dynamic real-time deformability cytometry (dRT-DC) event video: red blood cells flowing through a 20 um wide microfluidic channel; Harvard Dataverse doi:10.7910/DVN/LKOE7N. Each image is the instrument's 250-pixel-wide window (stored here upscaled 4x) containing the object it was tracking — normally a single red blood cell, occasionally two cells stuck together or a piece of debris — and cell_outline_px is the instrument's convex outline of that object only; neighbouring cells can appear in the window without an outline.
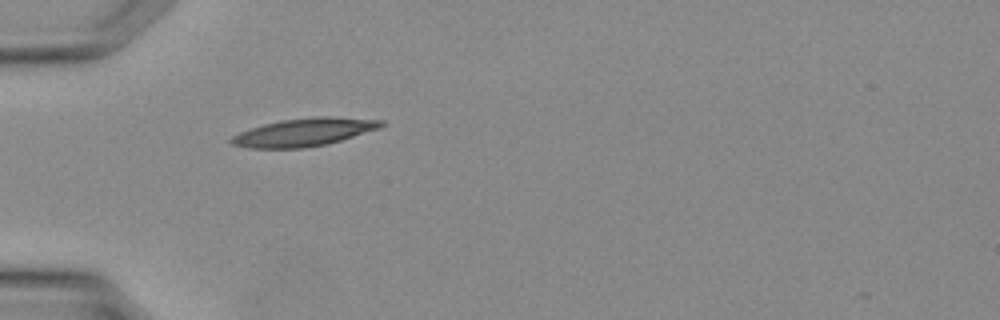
{"species": "Egyptian fruit bat (a non-hibernating species)", "species_latin": "Rousettus aegyptiacus", "temperature_condition": "warm", "stored_images_in_passage": 25, "camera_frame_rate_fps": 3000, "um_per_image_px": 0.085, "animal": {"sex": "female"}, "frame": {"image": 1, "passage_image": 1, "time_ms": 0.0, "image_size_px": [1000, 320], "cell_outline_px": [[388, 124], [380, 128], [328, 144], [304, 148], [248, 148], [232, 144], [228, 140], [232, 136], [240, 132], [264, 124], [280, 120], [316, 116], [328, 116], [384, 120]], "centroid_in_image_um": [25.88, 11.23], "position_along_channel_um": 59.1, "area_um2": 24.51}}
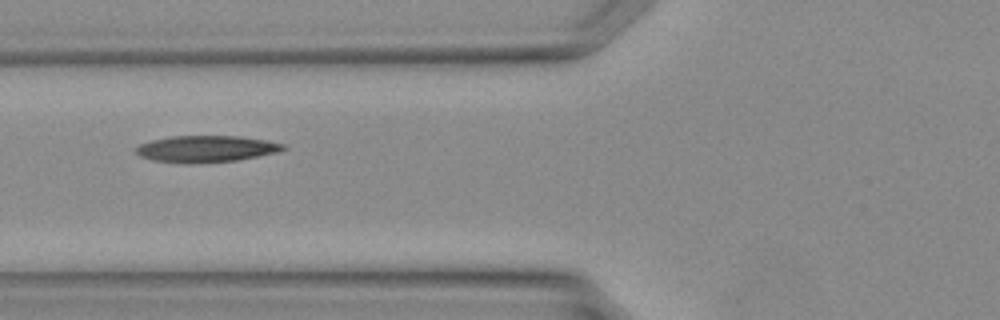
{"frame": {"image": 2, "passage_image": 4, "time_ms": 1.0, "image_size_px": [1000, 320], "cell_outline_px": [[288, 148], [280, 152], [236, 160], [152, 160], [140, 156], [136, 152], [136, 148], [140, 144], [152, 140], [168, 136], [240, 136], [268, 140], [284, 144]], "centroid_in_image_um": [17.62, 12.59], "position_along_channel_um": 108.2, "area_um2": 21.73}}